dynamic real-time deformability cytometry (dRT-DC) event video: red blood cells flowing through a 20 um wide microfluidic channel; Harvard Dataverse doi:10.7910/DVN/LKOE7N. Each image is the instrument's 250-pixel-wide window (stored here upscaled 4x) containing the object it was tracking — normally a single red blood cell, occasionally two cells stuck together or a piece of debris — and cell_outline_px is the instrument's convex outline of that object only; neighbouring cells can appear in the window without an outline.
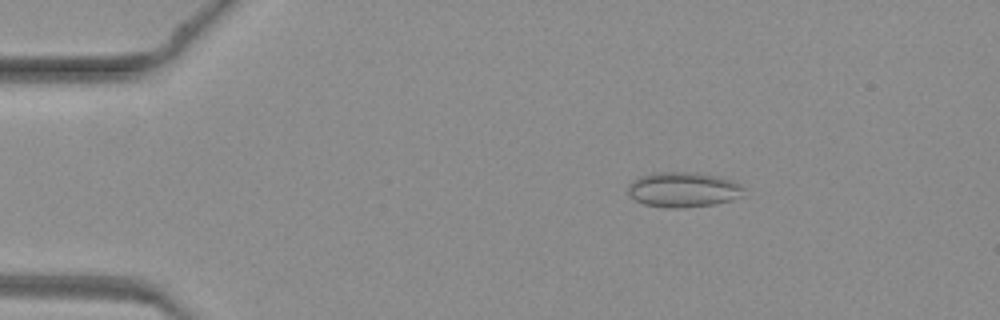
{"species": "common noctule bat (a hibernating species)", "species_latin": "Nyctalus noctula", "temperature_condition": "warm", "stored_images_in_passage": 46, "camera_frame_rate_fps": 3000, "um_per_image_px": 0.085, "animal": {"sex": "female", "body_mass_g": 19.3, "forearm_length_mm": 54.1}, "frame": {"image": 1, "passage_image": 8, "time_ms": 2.333, "image_size_px": [1000, 320], "cell_outline_px": [[744, 188], [740, 196], [732, 200], [716, 204], [684, 208], [664, 208], [644, 204], [628, 196], [628, 184], [632, 180], [640, 176], [656, 172], [696, 172], [720, 176], [732, 180], [740, 184]], "centroid_in_image_um": [58.06, 16.12], "position_along_channel_um": 26.9, "area_um2": 24.04}}
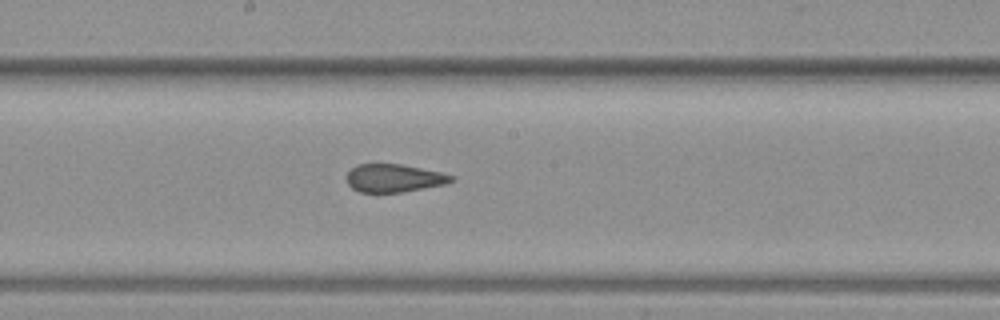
{"frame": {"image": 2, "passage_image": 25, "time_ms": 8.0, "image_size_px": [1000, 320], "cell_outline_px": [[456, 180], [444, 184], [400, 192], [360, 192], [352, 188], [348, 184], [348, 172], [356, 164], [400, 164], [440, 172], [456, 176]], "centroid_in_image_um": [33.5, 15.13], "position_along_channel_um": 214.7, "area_um2": 16.88}}
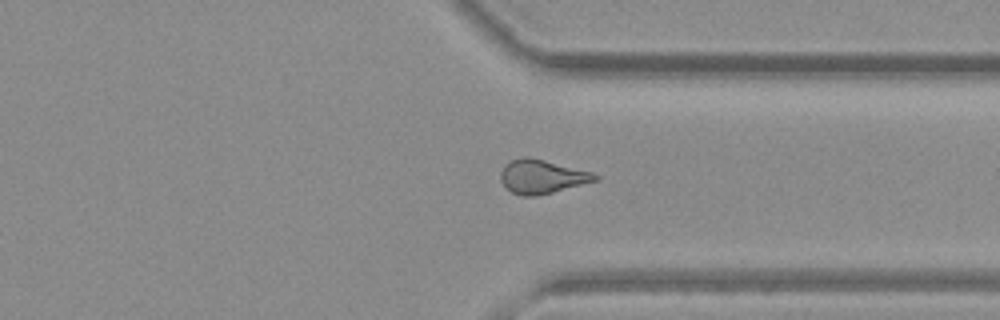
{"frame": {"image": 3, "passage_image": 35, "time_ms": 11.333, "image_size_px": [1000, 320], "cell_outline_px": [[600, 180], [536, 196], [520, 196], [512, 192], [500, 180], [500, 172], [504, 164], [508, 160], [524, 156], [528, 156], [592, 172], [600, 176]], "centroid_in_image_um": [46.05, 15.0], "position_along_channel_um": 365.4, "area_um2": 18.73}}